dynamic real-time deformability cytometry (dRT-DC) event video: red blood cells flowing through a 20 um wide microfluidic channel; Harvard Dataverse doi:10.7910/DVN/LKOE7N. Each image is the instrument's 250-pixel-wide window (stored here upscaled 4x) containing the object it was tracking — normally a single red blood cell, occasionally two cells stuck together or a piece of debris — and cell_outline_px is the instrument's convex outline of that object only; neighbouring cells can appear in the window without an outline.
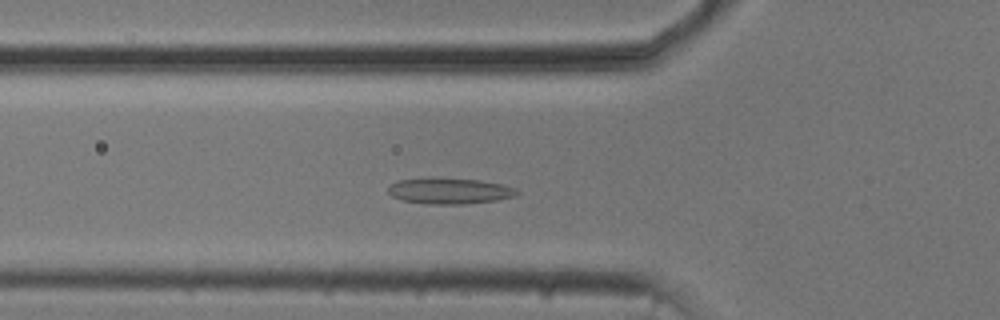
{"species": "common noctule bat (a hibernating species)", "species_latin": "Nyctalus noctula", "temperature_condition": "cold", "stored_images_in_passage": 42, "camera_frame_rate_fps": 3000, "um_per_image_px": 0.085, "animal": {"sex": "male", "body_mass_g": 20.5, "forearm_length_mm": 52.5}, "frame": {"image": 1, "passage_image": 7, "time_ms": 2.0, "image_size_px": [1000, 320], "cell_outline_px": [[520, 192], [512, 196], [496, 200], [464, 204], [428, 204], [400, 200], [392, 196], [388, 192], [388, 188], [392, 184], [400, 180], [480, 180], [500, 184], [516, 188]], "centroid_in_image_um": [38.23, 16.27], "position_along_channel_um": 87.6, "area_um2": 18.55}}
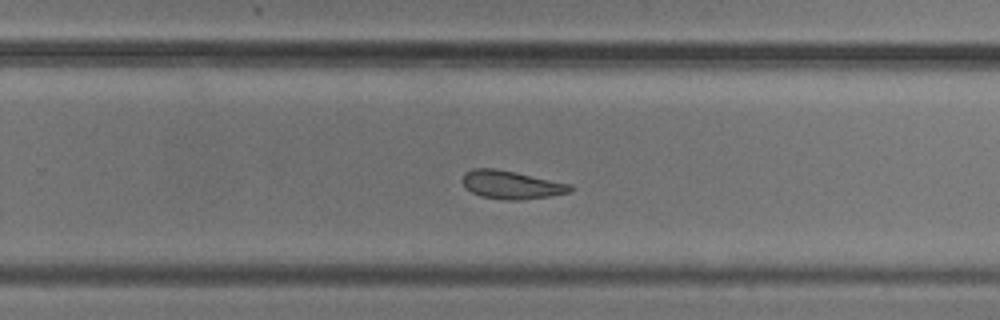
{"frame": {"image": 2, "passage_image": 23, "time_ms": 7.333, "image_size_px": [1000, 320], "cell_outline_px": [[572, 192], [548, 196], [520, 200], [504, 200], [480, 196], [472, 192], [464, 184], [464, 172], [472, 168], [496, 168], [516, 172], [572, 184]], "centroid_in_image_um": [43.49, 15.7], "position_along_channel_um": 286.3, "area_um2": 17.69}}
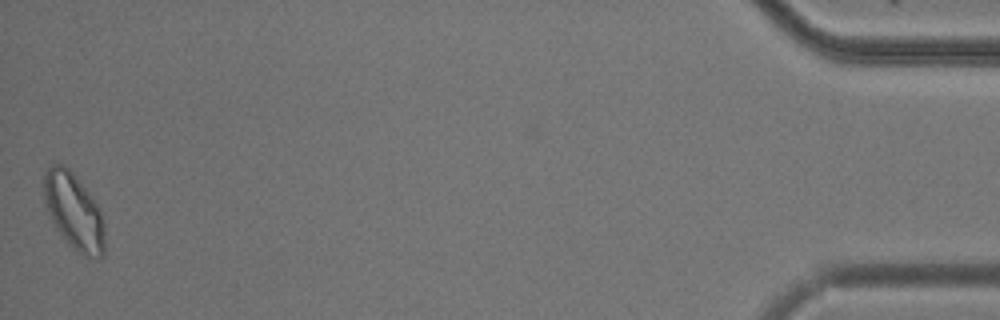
{"frame": {"image": 3, "passage_image": 42, "time_ms": 13.667, "image_size_px": [1000, 320], "cell_outline_px": [[104, 256], [96, 260], [84, 256], [72, 248], [68, 244], [56, 228], [48, 212], [44, 200], [44, 172], [52, 164], [64, 164], [72, 172], [88, 192], [100, 208], [104, 220]], "centroid_in_image_um": [6.3, 18.0], "position_along_channel_um": 428.9, "area_um2": 27.17}, "authors_computed_cell_mechanics": {"area_um2": 18.9006, "velocity_mm_per_s": 3.7219, "shape_relaxation_time_tau1_ms": null, "shape_relaxation_time_tau2_ms": 3.8122, "deformation_change_tau1": null, "deformation_change_tau2": 0.1151}}